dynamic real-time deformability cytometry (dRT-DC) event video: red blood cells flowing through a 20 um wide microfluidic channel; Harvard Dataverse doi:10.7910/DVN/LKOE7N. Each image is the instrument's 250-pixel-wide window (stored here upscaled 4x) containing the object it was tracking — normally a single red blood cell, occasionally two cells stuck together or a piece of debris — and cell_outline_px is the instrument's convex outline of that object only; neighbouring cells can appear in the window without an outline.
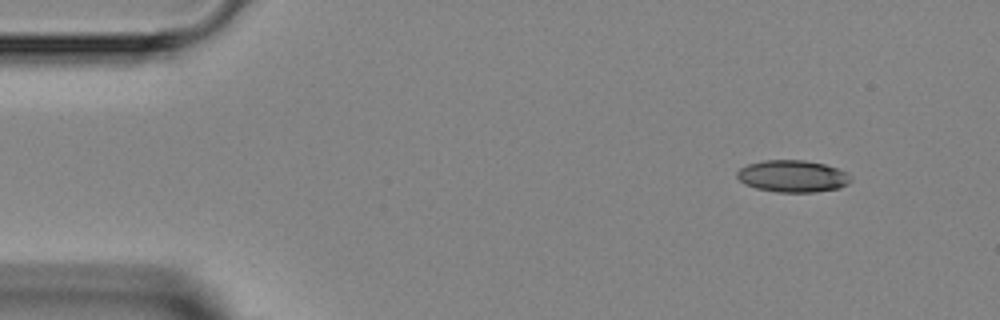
{"species": "Egyptian fruit bat (a non-hibernating species)", "species_latin": "Rousettus aegyptiacus", "temperature_condition": "room temperature", "stored_images_in_passage": 4, "camera_frame_rate_fps": 3000, "um_per_image_px": 0.085, "animal": {"sex": "female"}, "frame": {"image": 1, "passage_image": 1, "time_ms": 0.0, "image_size_px": [1000, 320], "cell_outline_px": [[852, 180], [848, 184], [840, 188], [816, 192], [776, 192], [756, 188], [744, 184], [736, 176], [736, 172], [740, 168], [748, 164], [764, 160], [804, 160], [824, 164], [848, 172], [852, 176]], "centroid_in_image_um": [67.39, 14.98], "position_along_channel_um": 17.6, "area_um2": 21.39}}